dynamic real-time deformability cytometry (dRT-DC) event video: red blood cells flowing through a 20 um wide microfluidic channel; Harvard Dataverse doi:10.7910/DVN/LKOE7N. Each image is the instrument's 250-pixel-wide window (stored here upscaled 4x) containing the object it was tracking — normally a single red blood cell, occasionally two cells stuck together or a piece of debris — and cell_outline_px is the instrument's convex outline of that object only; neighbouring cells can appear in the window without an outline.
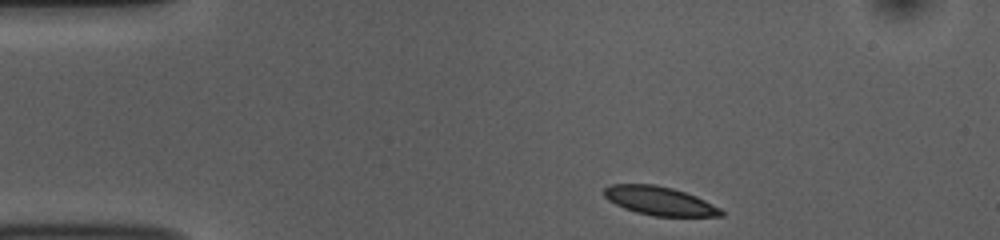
{"species": "common noctule bat (a hibernating species)", "species_latin": "Nyctalus noctula", "temperature_condition": "room temperature", "stored_images_in_passage": 45, "camera_frame_rate_fps": 3000, "um_per_image_px": 0.085, "animal": {"sex": "female", "body_mass_g": 10.0, "forearm_length_mm": 53.1}, "frame": {"image": 1, "passage_image": 1, "time_ms": 0.0, "image_size_px": [1000, 240], "cell_outline_px": [[724, 216], [652, 216], [636, 212], [624, 208], [608, 200], [604, 196], [604, 188], [612, 184], [656, 184], [672, 188], [696, 196], [720, 208], [724, 212]], "centroid_in_image_um": [56.05, 17.07], "position_along_channel_um": 28.9, "area_um2": 19.48}}
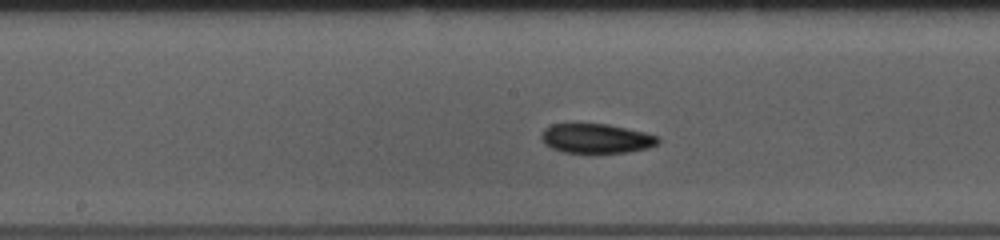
{"frame": {"image": 2, "passage_image": 19, "time_ms": 6.0, "image_size_px": [1000, 240], "cell_outline_px": [[660, 140], [656, 144], [648, 148], [628, 152], [564, 152], [552, 148], [544, 144], [540, 136], [540, 132], [544, 128], [552, 124], [608, 124], [644, 132], [660, 136]], "centroid_in_image_um": [50.67, 11.76], "position_along_channel_um": 197.5, "area_um2": 20.0}}
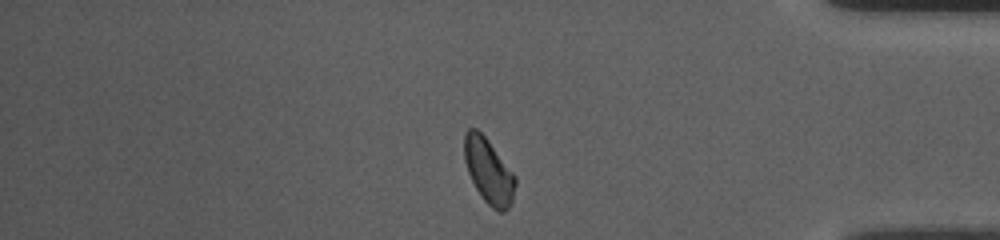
{"frame": {"image": 3, "passage_image": 37, "time_ms": 12.0, "image_size_px": [1000, 240], "cell_outline_px": [[516, 184], [512, 204], [504, 212], [500, 212], [492, 208], [484, 200], [476, 188], [468, 172], [464, 160], [464, 132], [468, 128], [476, 128], [484, 136], [516, 176]], "centroid_in_image_um": [41.54, 14.55], "position_along_channel_um": 393.7, "area_um2": 19.25}}